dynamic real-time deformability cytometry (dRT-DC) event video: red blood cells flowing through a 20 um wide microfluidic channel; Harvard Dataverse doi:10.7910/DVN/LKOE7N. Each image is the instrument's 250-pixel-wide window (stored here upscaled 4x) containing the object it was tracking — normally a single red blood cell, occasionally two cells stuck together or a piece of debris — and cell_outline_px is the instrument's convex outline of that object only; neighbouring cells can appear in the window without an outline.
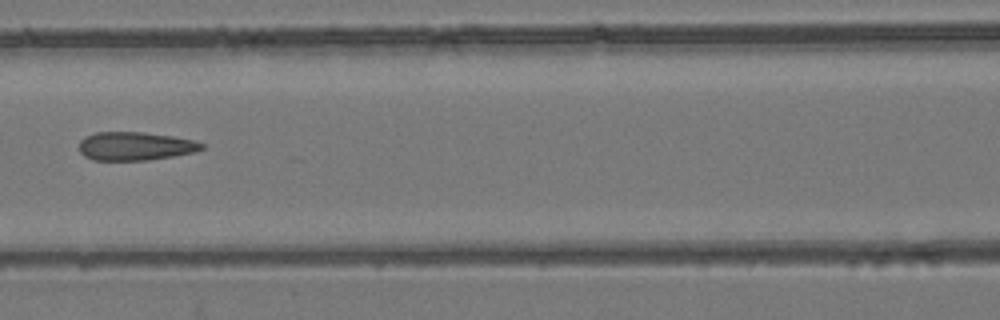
{"species": "common noctule bat (a hibernating species)", "species_latin": "Nyctalus noctula", "temperature_condition": "room temperature", "stored_images_in_passage": 6, "camera_frame_rate_fps": 3000, "um_per_image_px": 0.085, "animal": {"sex": "female", "body_mass_g": 24.6, "forearm_length_mm": 56.2}, "frame": {"image": 1, "passage_image": 6, "time_ms": 7.667, "image_size_px": [1000, 320], "cell_outline_px": [[204, 148], [192, 152], [172, 156], [148, 160], [92, 160], [84, 156], [80, 152], [80, 140], [84, 136], [96, 132], [144, 132], [172, 136], [192, 140], [204, 144]], "centroid_in_image_um": [11.45, 12.42], "position_along_channel_um": 155.2, "area_um2": 20.23}}